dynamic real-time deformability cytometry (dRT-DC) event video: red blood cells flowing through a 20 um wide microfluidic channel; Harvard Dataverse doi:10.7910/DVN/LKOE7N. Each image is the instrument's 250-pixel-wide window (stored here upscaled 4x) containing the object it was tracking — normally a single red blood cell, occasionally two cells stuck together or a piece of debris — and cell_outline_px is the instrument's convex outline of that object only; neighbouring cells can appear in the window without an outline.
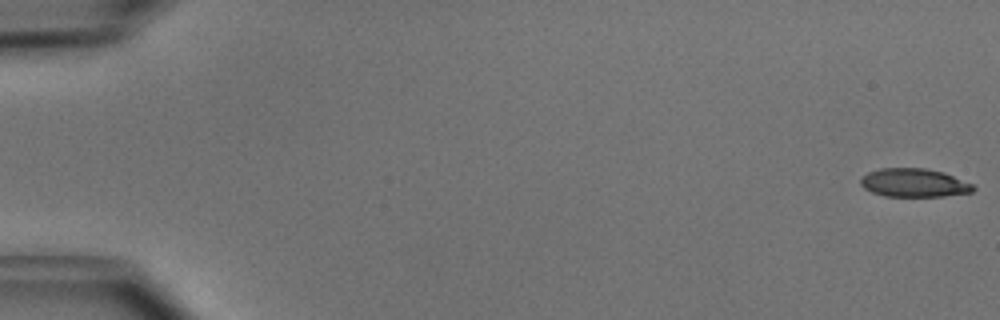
{"species": "common noctule bat (a hibernating species)", "species_latin": "Nyctalus noctula", "temperature_condition": "cold", "stored_images_in_passage": 51, "camera_frame_rate_fps": 3000, "um_per_image_px": 0.085, "animal": {"sex": "male", "body_mass_g": 15.6}, "frame": {"image": 1, "passage_image": 1, "time_ms": 0.0, "image_size_px": [1000, 320], "cell_outline_px": [[976, 188], [972, 192], [944, 196], [884, 196], [872, 192], [864, 188], [860, 184], [860, 180], [868, 172], [880, 168], [924, 168], [944, 172], [976, 184]], "centroid_in_image_um": [77.74, 15.53], "position_along_channel_um": 7.3, "area_um2": 18.84}}
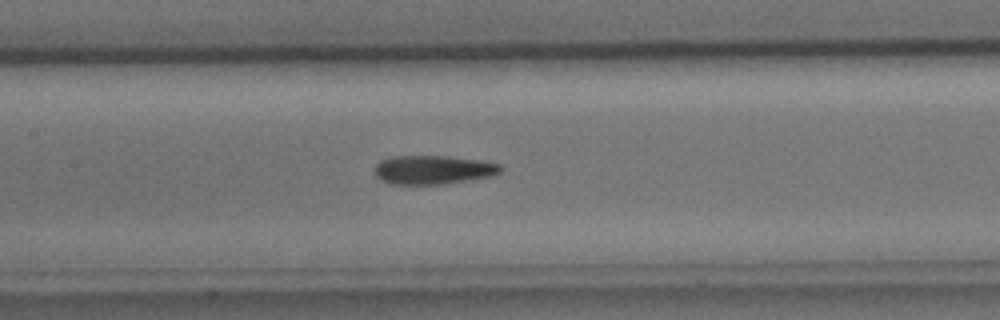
{"frame": {"image": 2, "passage_image": 25, "time_ms": 8.0, "image_size_px": [1000, 320], "cell_outline_px": [[504, 168], [496, 176], [440, 184], [388, 184], [380, 180], [376, 176], [376, 164], [380, 160], [392, 156], [448, 156], [480, 160], [500, 164]], "centroid_in_image_um": [36.84, 14.43], "position_along_channel_um": 170.6, "area_um2": 21.33}}
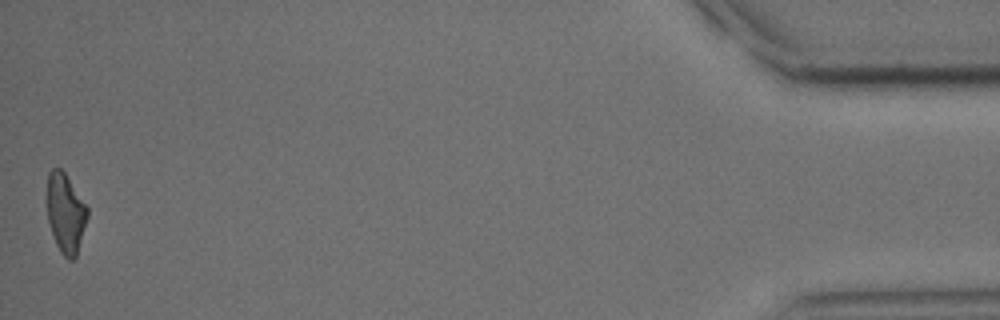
{"frame": {"image": 3, "passage_image": 51, "time_ms": 16.667, "image_size_px": [1000, 320], "cell_outline_px": [[88, 216], [76, 256], [72, 260], [68, 260], [60, 252], [56, 244], [48, 220], [48, 172], [52, 168], [60, 168], [64, 172], [88, 208]], "centroid_in_image_um": [5.58, 18.13], "position_along_channel_um": 429.6, "area_um2": 18.32}, "authors_computed_cell_mechanics": {"area_um2": 20.4612, "velocity_mm_per_s": 3.9833, "shape_relaxation_time_tau1_ms": 5.1735, "shape_relaxation_time_tau2_ms": 4.431, "deformation_change_tau1": 0.1666, "deformation_change_tau2": 0.1337}}